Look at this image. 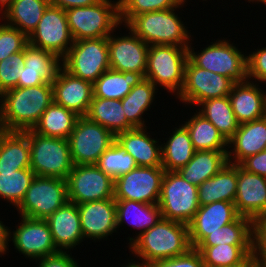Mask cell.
Returning <instances> with one entry per match:
<instances>
[{
    "mask_svg": "<svg viewBox=\"0 0 266 267\" xmlns=\"http://www.w3.org/2000/svg\"><path fill=\"white\" fill-rule=\"evenodd\" d=\"M48 1L51 6L67 10L70 8L90 6L97 3L99 0H48Z\"/></svg>",
    "mask_w": 266,
    "mask_h": 267,
    "instance_id": "cell-52",
    "label": "cell"
},
{
    "mask_svg": "<svg viewBox=\"0 0 266 267\" xmlns=\"http://www.w3.org/2000/svg\"><path fill=\"white\" fill-rule=\"evenodd\" d=\"M68 201L65 179L35 176L15 210L18 211L19 216L47 219Z\"/></svg>",
    "mask_w": 266,
    "mask_h": 267,
    "instance_id": "cell-9",
    "label": "cell"
},
{
    "mask_svg": "<svg viewBox=\"0 0 266 267\" xmlns=\"http://www.w3.org/2000/svg\"><path fill=\"white\" fill-rule=\"evenodd\" d=\"M228 163L227 151H195L192 159L177 172L189 183L199 186Z\"/></svg>",
    "mask_w": 266,
    "mask_h": 267,
    "instance_id": "cell-31",
    "label": "cell"
},
{
    "mask_svg": "<svg viewBox=\"0 0 266 267\" xmlns=\"http://www.w3.org/2000/svg\"><path fill=\"white\" fill-rule=\"evenodd\" d=\"M65 13L74 41L108 37L122 28L119 0H99L90 6L67 9Z\"/></svg>",
    "mask_w": 266,
    "mask_h": 267,
    "instance_id": "cell-4",
    "label": "cell"
},
{
    "mask_svg": "<svg viewBox=\"0 0 266 267\" xmlns=\"http://www.w3.org/2000/svg\"><path fill=\"white\" fill-rule=\"evenodd\" d=\"M248 3H257V4H260V3H262V4H264L265 6H266V0H246ZM260 2V3H259Z\"/></svg>",
    "mask_w": 266,
    "mask_h": 267,
    "instance_id": "cell-56",
    "label": "cell"
},
{
    "mask_svg": "<svg viewBox=\"0 0 266 267\" xmlns=\"http://www.w3.org/2000/svg\"><path fill=\"white\" fill-rule=\"evenodd\" d=\"M158 206L164 219L188 225L199 209L198 186L177 171H165Z\"/></svg>",
    "mask_w": 266,
    "mask_h": 267,
    "instance_id": "cell-8",
    "label": "cell"
},
{
    "mask_svg": "<svg viewBox=\"0 0 266 267\" xmlns=\"http://www.w3.org/2000/svg\"><path fill=\"white\" fill-rule=\"evenodd\" d=\"M46 221L49 224L54 245L59 251H71L85 241L76 203L68 201Z\"/></svg>",
    "mask_w": 266,
    "mask_h": 267,
    "instance_id": "cell-22",
    "label": "cell"
},
{
    "mask_svg": "<svg viewBox=\"0 0 266 267\" xmlns=\"http://www.w3.org/2000/svg\"><path fill=\"white\" fill-rule=\"evenodd\" d=\"M0 220V257L7 254V226Z\"/></svg>",
    "mask_w": 266,
    "mask_h": 267,
    "instance_id": "cell-53",
    "label": "cell"
},
{
    "mask_svg": "<svg viewBox=\"0 0 266 267\" xmlns=\"http://www.w3.org/2000/svg\"><path fill=\"white\" fill-rule=\"evenodd\" d=\"M238 185V165L227 163L217 174L198 186L199 206L216 201L234 203Z\"/></svg>",
    "mask_w": 266,
    "mask_h": 267,
    "instance_id": "cell-27",
    "label": "cell"
},
{
    "mask_svg": "<svg viewBox=\"0 0 266 267\" xmlns=\"http://www.w3.org/2000/svg\"><path fill=\"white\" fill-rule=\"evenodd\" d=\"M140 261V262H139ZM134 257V259H128L127 261L120 265L121 267H151L150 263H147L146 261L139 260Z\"/></svg>",
    "mask_w": 266,
    "mask_h": 267,
    "instance_id": "cell-54",
    "label": "cell"
},
{
    "mask_svg": "<svg viewBox=\"0 0 266 267\" xmlns=\"http://www.w3.org/2000/svg\"><path fill=\"white\" fill-rule=\"evenodd\" d=\"M151 267H205L202 256L196 248L183 255L151 263Z\"/></svg>",
    "mask_w": 266,
    "mask_h": 267,
    "instance_id": "cell-48",
    "label": "cell"
},
{
    "mask_svg": "<svg viewBox=\"0 0 266 267\" xmlns=\"http://www.w3.org/2000/svg\"><path fill=\"white\" fill-rule=\"evenodd\" d=\"M78 118L74 112L53 102L32 130L42 136L68 139Z\"/></svg>",
    "mask_w": 266,
    "mask_h": 267,
    "instance_id": "cell-37",
    "label": "cell"
},
{
    "mask_svg": "<svg viewBox=\"0 0 266 267\" xmlns=\"http://www.w3.org/2000/svg\"><path fill=\"white\" fill-rule=\"evenodd\" d=\"M127 247L133 255L131 258L150 264L183 255L192 248L188 225L164 218Z\"/></svg>",
    "mask_w": 266,
    "mask_h": 267,
    "instance_id": "cell-2",
    "label": "cell"
},
{
    "mask_svg": "<svg viewBox=\"0 0 266 267\" xmlns=\"http://www.w3.org/2000/svg\"><path fill=\"white\" fill-rule=\"evenodd\" d=\"M37 267H80L71 251H59L56 254L35 261ZM39 262V263H38Z\"/></svg>",
    "mask_w": 266,
    "mask_h": 267,
    "instance_id": "cell-50",
    "label": "cell"
},
{
    "mask_svg": "<svg viewBox=\"0 0 266 267\" xmlns=\"http://www.w3.org/2000/svg\"><path fill=\"white\" fill-rule=\"evenodd\" d=\"M239 166L247 172L266 177V149L244 159Z\"/></svg>",
    "mask_w": 266,
    "mask_h": 267,
    "instance_id": "cell-51",
    "label": "cell"
},
{
    "mask_svg": "<svg viewBox=\"0 0 266 267\" xmlns=\"http://www.w3.org/2000/svg\"><path fill=\"white\" fill-rule=\"evenodd\" d=\"M196 249L200 252L205 267L254 266L252 245L220 244Z\"/></svg>",
    "mask_w": 266,
    "mask_h": 267,
    "instance_id": "cell-34",
    "label": "cell"
},
{
    "mask_svg": "<svg viewBox=\"0 0 266 267\" xmlns=\"http://www.w3.org/2000/svg\"><path fill=\"white\" fill-rule=\"evenodd\" d=\"M49 5L48 0H15L2 13L0 20L9 26L18 28L29 37Z\"/></svg>",
    "mask_w": 266,
    "mask_h": 267,
    "instance_id": "cell-32",
    "label": "cell"
},
{
    "mask_svg": "<svg viewBox=\"0 0 266 267\" xmlns=\"http://www.w3.org/2000/svg\"><path fill=\"white\" fill-rule=\"evenodd\" d=\"M143 79V73L108 69L93 83V97L122 100Z\"/></svg>",
    "mask_w": 266,
    "mask_h": 267,
    "instance_id": "cell-35",
    "label": "cell"
},
{
    "mask_svg": "<svg viewBox=\"0 0 266 267\" xmlns=\"http://www.w3.org/2000/svg\"><path fill=\"white\" fill-rule=\"evenodd\" d=\"M122 108L121 100L103 99L93 97L88 112L85 115L104 128H107L115 136L134 127L127 121L126 115Z\"/></svg>",
    "mask_w": 266,
    "mask_h": 267,
    "instance_id": "cell-33",
    "label": "cell"
},
{
    "mask_svg": "<svg viewBox=\"0 0 266 267\" xmlns=\"http://www.w3.org/2000/svg\"><path fill=\"white\" fill-rule=\"evenodd\" d=\"M238 267H254V266H238Z\"/></svg>",
    "mask_w": 266,
    "mask_h": 267,
    "instance_id": "cell-58",
    "label": "cell"
},
{
    "mask_svg": "<svg viewBox=\"0 0 266 267\" xmlns=\"http://www.w3.org/2000/svg\"><path fill=\"white\" fill-rule=\"evenodd\" d=\"M68 140L73 164L86 165L96 164L99 157L116 141V136L107 128L81 116Z\"/></svg>",
    "mask_w": 266,
    "mask_h": 267,
    "instance_id": "cell-11",
    "label": "cell"
},
{
    "mask_svg": "<svg viewBox=\"0 0 266 267\" xmlns=\"http://www.w3.org/2000/svg\"><path fill=\"white\" fill-rule=\"evenodd\" d=\"M96 166L113 180L138 167L135 159L116 141L99 157Z\"/></svg>",
    "mask_w": 266,
    "mask_h": 267,
    "instance_id": "cell-41",
    "label": "cell"
},
{
    "mask_svg": "<svg viewBox=\"0 0 266 267\" xmlns=\"http://www.w3.org/2000/svg\"><path fill=\"white\" fill-rule=\"evenodd\" d=\"M74 39L70 32L64 9L49 5L37 27L28 37V43L50 51L63 59Z\"/></svg>",
    "mask_w": 266,
    "mask_h": 267,
    "instance_id": "cell-16",
    "label": "cell"
},
{
    "mask_svg": "<svg viewBox=\"0 0 266 267\" xmlns=\"http://www.w3.org/2000/svg\"><path fill=\"white\" fill-rule=\"evenodd\" d=\"M53 102L50 83L3 92L0 95V130L23 132L33 129Z\"/></svg>",
    "mask_w": 266,
    "mask_h": 267,
    "instance_id": "cell-1",
    "label": "cell"
},
{
    "mask_svg": "<svg viewBox=\"0 0 266 267\" xmlns=\"http://www.w3.org/2000/svg\"><path fill=\"white\" fill-rule=\"evenodd\" d=\"M30 169L35 176L67 179L74 167L68 139L46 137L28 130Z\"/></svg>",
    "mask_w": 266,
    "mask_h": 267,
    "instance_id": "cell-7",
    "label": "cell"
},
{
    "mask_svg": "<svg viewBox=\"0 0 266 267\" xmlns=\"http://www.w3.org/2000/svg\"><path fill=\"white\" fill-rule=\"evenodd\" d=\"M264 117L266 118V99H265V110H264Z\"/></svg>",
    "mask_w": 266,
    "mask_h": 267,
    "instance_id": "cell-57",
    "label": "cell"
},
{
    "mask_svg": "<svg viewBox=\"0 0 266 267\" xmlns=\"http://www.w3.org/2000/svg\"><path fill=\"white\" fill-rule=\"evenodd\" d=\"M66 181L70 202L82 204L114 198V180L96 164L74 165Z\"/></svg>",
    "mask_w": 266,
    "mask_h": 267,
    "instance_id": "cell-15",
    "label": "cell"
},
{
    "mask_svg": "<svg viewBox=\"0 0 266 267\" xmlns=\"http://www.w3.org/2000/svg\"><path fill=\"white\" fill-rule=\"evenodd\" d=\"M252 262L254 267H266V217L253 221Z\"/></svg>",
    "mask_w": 266,
    "mask_h": 267,
    "instance_id": "cell-46",
    "label": "cell"
},
{
    "mask_svg": "<svg viewBox=\"0 0 266 267\" xmlns=\"http://www.w3.org/2000/svg\"><path fill=\"white\" fill-rule=\"evenodd\" d=\"M187 2L184 0L178 7L172 9L141 13L134 16L125 26L147 45L188 47L190 42L194 41L192 38L194 35H191L182 17L177 14L179 9L187 6Z\"/></svg>",
    "mask_w": 266,
    "mask_h": 267,
    "instance_id": "cell-3",
    "label": "cell"
},
{
    "mask_svg": "<svg viewBox=\"0 0 266 267\" xmlns=\"http://www.w3.org/2000/svg\"><path fill=\"white\" fill-rule=\"evenodd\" d=\"M195 111L194 115H190V119L183 121L195 151H227L228 141L210 121Z\"/></svg>",
    "mask_w": 266,
    "mask_h": 267,
    "instance_id": "cell-36",
    "label": "cell"
},
{
    "mask_svg": "<svg viewBox=\"0 0 266 267\" xmlns=\"http://www.w3.org/2000/svg\"><path fill=\"white\" fill-rule=\"evenodd\" d=\"M234 204L240 216L252 221L266 217V177L247 172L238 165Z\"/></svg>",
    "mask_w": 266,
    "mask_h": 267,
    "instance_id": "cell-21",
    "label": "cell"
},
{
    "mask_svg": "<svg viewBox=\"0 0 266 267\" xmlns=\"http://www.w3.org/2000/svg\"><path fill=\"white\" fill-rule=\"evenodd\" d=\"M147 129L150 130V126L121 132L116 135V142L135 159L138 166H162L161 141H159L161 138L154 139Z\"/></svg>",
    "mask_w": 266,
    "mask_h": 267,
    "instance_id": "cell-24",
    "label": "cell"
},
{
    "mask_svg": "<svg viewBox=\"0 0 266 267\" xmlns=\"http://www.w3.org/2000/svg\"><path fill=\"white\" fill-rule=\"evenodd\" d=\"M184 0H119V20L126 25L134 16L145 12L178 7Z\"/></svg>",
    "mask_w": 266,
    "mask_h": 267,
    "instance_id": "cell-42",
    "label": "cell"
},
{
    "mask_svg": "<svg viewBox=\"0 0 266 267\" xmlns=\"http://www.w3.org/2000/svg\"><path fill=\"white\" fill-rule=\"evenodd\" d=\"M15 0H0V17Z\"/></svg>",
    "mask_w": 266,
    "mask_h": 267,
    "instance_id": "cell-55",
    "label": "cell"
},
{
    "mask_svg": "<svg viewBox=\"0 0 266 267\" xmlns=\"http://www.w3.org/2000/svg\"><path fill=\"white\" fill-rule=\"evenodd\" d=\"M233 84L230 78L200 68L188 58L183 88L175 99L185 107L198 106L208 99L229 96Z\"/></svg>",
    "mask_w": 266,
    "mask_h": 267,
    "instance_id": "cell-13",
    "label": "cell"
},
{
    "mask_svg": "<svg viewBox=\"0 0 266 267\" xmlns=\"http://www.w3.org/2000/svg\"><path fill=\"white\" fill-rule=\"evenodd\" d=\"M239 216L235 204L231 202L216 201L199 206L193 219L188 224L192 248H196L209 234L234 222Z\"/></svg>",
    "mask_w": 266,
    "mask_h": 267,
    "instance_id": "cell-19",
    "label": "cell"
},
{
    "mask_svg": "<svg viewBox=\"0 0 266 267\" xmlns=\"http://www.w3.org/2000/svg\"><path fill=\"white\" fill-rule=\"evenodd\" d=\"M250 53L247 54L248 80L266 85V47H259Z\"/></svg>",
    "mask_w": 266,
    "mask_h": 267,
    "instance_id": "cell-47",
    "label": "cell"
},
{
    "mask_svg": "<svg viewBox=\"0 0 266 267\" xmlns=\"http://www.w3.org/2000/svg\"><path fill=\"white\" fill-rule=\"evenodd\" d=\"M24 63V50L0 61V95L9 89L18 87L21 67Z\"/></svg>",
    "mask_w": 266,
    "mask_h": 267,
    "instance_id": "cell-44",
    "label": "cell"
},
{
    "mask_svg": "<svg viewBox=\"0 0 266 267\" xmlns=\"http://www.w3.org/2000/svg\"><path fill=\"white\" fill-rule=\"evenodd\" d=\"M59 71H33L21 67V74L18 81V87H31L46 83L52 84Z\"/></svg>",
    "mask_w": 266,
    "mask_h": 267,
    "instance_id": "cell-49",
    "label": "cell"
},
{
    "mask_svg": "<svg viewBox=\"0 0 266 267\" xmlns=\"http://www.w3.org/2000/svg\"><path fill=\"white\" fill-rule=\"evenodd\" d=\"M253 221L250 218L239 216L234 222L219 228L209 234L197 247L216 245H252Z\"/></svg>",
    "mask_w": 266,
    "mask_h": 267,
    "instance_id": "cell-39",
    "label": "cell"
},
{
    "mask_svg": "<svg viewBox=\"0 0 266 267\" xmlns=\"http://www.w3.org/2000/svg\"><path fill=\"white\" fill-rule=\"evenodd\" d=\"M84 240H101L113 237L117 231L116 201L114 198L77 204Z\"/></svg>",
    "mask_w": 266,
    "mask_h": 267,
    "instance_id": "cell-18",
    "label": "cell"
},
{
    "mask_svg": "<svg viewBox=\"0 0 266 267\" xmlns=\"http://www.w3.org/2000/svg\"><path fill=\"white\" fill-rule=\"evenodd\" d=\"M188 47L149 45L144 78L176 97L183 88Z\"/></svg>",
    "mask_w": 266,
    "mask_h": 267,
    "instance_id": "cell-6",
    "label": "cell"
},
{
    "mask_svg": "<svg viewBox=\"0 0 266 267\" xmlns=\"http://www.w3.org/2000/svg\"><path fill=\"white\" fill-rule=\"evenodd\" d=\"M128 34L123 35L119 31H113L108 36V51L110 69L119 72H136L145 75L147 70L148 48L141 38L135 35L129 28L121 25ZM125 27V28H124Z\"/></svg>",
    "mask_w": 266,
    "mask_h": 267,
    "instance_id": "cell-17",
    "label": "cell"
},
{
    "mask_svg": "<svg viewBox=\"0 0 266 267\" xmlns=\"http://www.w3.org/2000/svg\"><path fill=\"white\" fill-rule=\"evenodd\" d=\"M16 225V229L7 226V253L9 243L12 242L14 248L24 255L26 259L32 261L53 255L59 252L54 245L51 230L46 219H34L25 216Z\"/></svg>",
    "mask_w": 266,
    "mask_h": 267,
    "instance_id": "cell-12",
    "label": "cell"
},
{
    "mask_svg": "<svg viewBox=\"0 0 266 267\" xmlns=\"http://www.w3.org/2000/svg\"><path fill=\"white\" fill-rule=\"evenodd\" d=\"M170 136L161 142L162 167L165 171H178L193 157L195 149L187 128L181 123L172 128Z\"/></svg>",
    "mask_w": 266,
    "mask_h": 267,
    "instance_id": "cell-29",
    "label": "cell"
},
{
    "mask_svg": "<svg viewBox=\"0 0 266 267\" xmlns=\"http://www.w3.org/2000/svg\"><path fill=\"white\" fill-rule=\"evenodd\" d=\"M259 84L250 80L233 84L229 98L239 124L264 117L266 89Z\"/></svg>",
    "mask_w": 266,
    "mask_h": 267,
    "instance_id": "cell-25",
    "label": "cell"
},
{
    "mask_svg": "<svg viewBox=\"0 0 266 267\" xmlns=\"http://www.w3.org/2000/svg\"><path fill=\"white\" fill-rule=\"evenodd\" d=\"M116 201V220L117 230L125 223H129V227L138 230L133 237H127L129 245L145 231L155 226L163 217L158 204H145L132 200H115ZM126 221V222H125Z\"/></svg>",
    "mask_w": 266,
    "mask_h": 267,
    "instance_id": "cell-26",
    "label": "cell"
},
{
    "mask_svg": "<svg viewBox=\"0 0 266 267\" xmlns=\"http://www.w3.org/2000/svg\"><path fill=\"white\" fill-rule=\"evenodd\" d=\"M0 21V61H2L10 55L23 51L28 44V37L18 28Z\"/></svg>",
    "mask_w": 266,
    "mask_h": 267,
    "instance_id": "cell-45",
    "label": "cell"
},
{
    "mask_svg": "<svg viewBox=\"0 0 266 267\" xmlns=\"http://www.w3.org/2000/svg\"><path fill=\"white\" fill-rule=\"evenodd\" d=\"M34 177L35 174L30 168L0 171V199L16 208L23 200Z\"/></svg>",
    "mask_w": 266,
    "mask_h": 267,
    "instance_id": "cell-40",
    "label": "cell"
},
{
    "mask_svg": "<svg viewBox=\"0 0 266 267\" xmlns=\"http://www.w3.org/2000/svg\"><path fill=\"white\" fill-rule=\"evenodd\" d=\"M62 67L71 75L94 83L110 69L108 37L74 41Z\"/></svg>",
    "mask_w": 266,
    "mask_h": 267,
    "instance_id": "cell-10",
    "label": "cell"
},
{
    "mask_svg": "<svg viewBox=\"0 0 266 267\" xmlns=\"http://www.w3.org/2000/svg\"><path fill=\"white\" fill-rule=\"evenodd\" d=\"M157 90L159 89L151 81L143 79L121 100L127 121L134 128L149 127L147 125L150 124L143 117L154 107Z\"/></svg>",
    "mask_w": 266,
    "mask_h": 267,
    "instance_id": "cell-30",
    "label": "cell"
},
{
    "mask_svg": "<svg viewBox=\"0 0 266 267\" xmlns=\"http://www.w3.org/2000/svg\"><path fill=\"white\" fill-rule=\"evenodd\" d=\"M52 86L55 103L79 117L87 114L93 99V83L71 75L62 67Z\"/></svg>",
    "mask_w": 266,
    "mask_h": 267,
    "instance_id": "cell-20",
    "label": "cell"
},
{
    "mask_svg": "<svg viewBox=\"0 0 266 267\" xmlns=\"http://www.w3.org/2000/svg\"><path fill=\"white\" fill-rule=\"evenodd\" d=\"M225 38L210 42L211 44H207L198 52L194 51L195 46L191 41L188 46V58L196 66L228 77L234 83L246 82L248 80L247 52L245 50V54L237 44Z\"/></svg>",
    "mask_w": 266,
    "mask_h": 267,
    "instance_id": "cell-5",
    "label": "cell"
},
{
    "mask_svg": "<svg viewBox=\"0 0 266 267\" xmlns=\"http://www.w3.org/2000/svg\"><path fill=\"white\" fill-rule=\"evenodd\" d=\"M165 170L138 166L114 180V199L158 204Z\"/></svg>",
    "mask_w": 266,
    "mask_h": 267,
    "instance_id": "cell-14",
    "label": "cell"
},
{
    "mask_svg": "<svg viewBox=\"0 0 266 267\" xmlns=\"http://www.w3.org/2000/svg\"><path fill=\"white\" fill-rule=\"evenodd\" d=\"M197 107L198 112L210 121L227 141L235 134L239 123L229 96L202 101Z\"/></svg>",
    "mask_w": 266,
    "mask_h": 267,
    "instance_id": "cell-38",
    "label": "cell"
},
{
    "mask_svg": "<svg viewBox=\"0 0 266 267\" xmlns=\"http://www.w3.org/2000/svg\"><path fill=\"white\" fill-rule=\"evenodd\" d=\"M30 168L28 130H0V171H16Z\"/></svg>",
    "mask_w": 266,
    "mask_h": 267,
    "instance_id": "cell-28",
    "label": "cell"
},
{
    "mask_svg": "<svg viewBox=\"0 0 266 267\" xmlns=\"http://www.w3.org/2000/svg\"><path fill=\"white\" fill-rule=\"evenodd\" d=\"M265 149V117L239 124L235 134L228 140V163L239 165L247 157L253 156Z\"/></svg>",
    "mask_w": 266,
    "mask_h": 267,
    "instance_id": "cell-23",
    "label": "cell"
},
{
    "mask_svg": "<svg viewBox=\"0 0 266 267\" xmlns=\"http://www.w3.org/2000/svg\"><path fill=\"white\" fill-rule=\"evenodd\" d=\"M26 70L33 71H59L62 68V59L42 48L35 47L28 43L24 48Z\"/></svg>",
    "mask_w": 266,
    "mask_h": 267,
    "instance_id": "cell-43",
    "label": "cell"
}]
</instances>
